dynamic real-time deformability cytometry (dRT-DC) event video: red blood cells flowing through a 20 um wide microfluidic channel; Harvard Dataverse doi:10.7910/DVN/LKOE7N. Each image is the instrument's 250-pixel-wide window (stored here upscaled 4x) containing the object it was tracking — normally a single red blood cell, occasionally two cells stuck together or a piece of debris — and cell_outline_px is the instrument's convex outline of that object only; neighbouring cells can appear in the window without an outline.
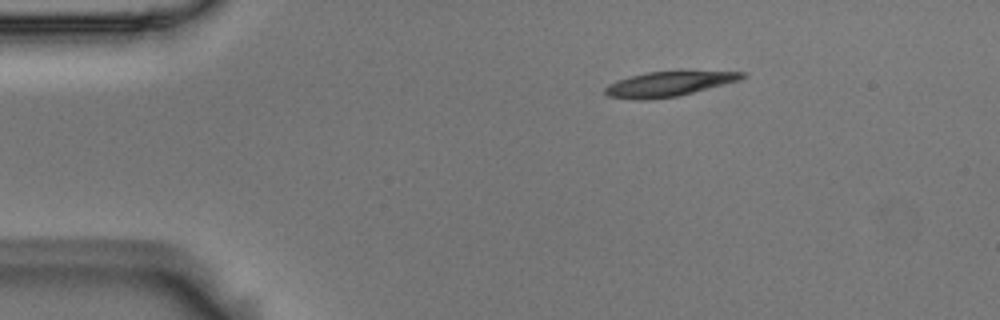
{"species": "Egyptian fruit bat (a non-hibernating species)", "species_latin": "Rousettus aegyptiacus", "temperature_condition": "room temperature", "stored_images_in_passage": 2, "camera_frame_rate_fps": 3000, "um_per_image_px": 0.085, "animal": {"sex": "male"}, "frame": {"image": 1, "passage_image": 1, "time_ms": 0.0, "image_size_px": [1000, 320], "cell_outline_px": [[748, 76], [740, 80], [676, 96], [648, 100], [640, 100], [608, 96], [604, 92], [604, 88], [608, 84], [616, 80], [644, 72], [748, 72]], "centroid_in_image_um": [56.79, 7.14], "position_along_channel_um": 28.2, "area_um2": 19.48}}